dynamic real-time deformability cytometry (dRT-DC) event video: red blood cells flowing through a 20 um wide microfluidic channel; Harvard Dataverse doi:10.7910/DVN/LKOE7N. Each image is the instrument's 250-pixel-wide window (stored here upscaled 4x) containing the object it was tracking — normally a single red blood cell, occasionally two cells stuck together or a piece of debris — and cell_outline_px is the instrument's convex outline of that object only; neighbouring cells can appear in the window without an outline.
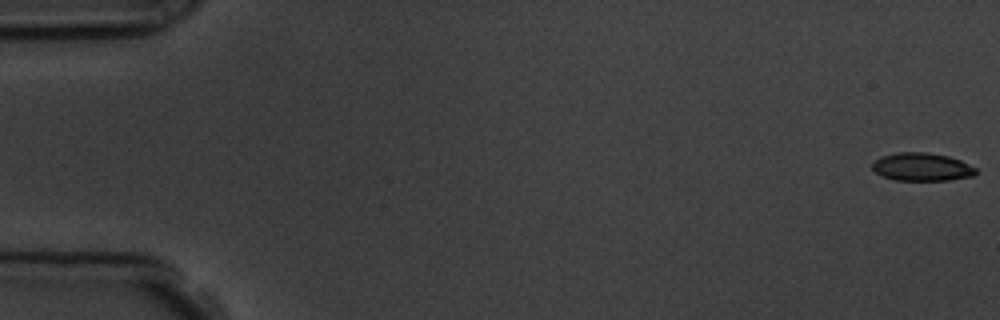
{"species": "common noctule bat (a hibernating species)", "species_latin": "Nyctalus noctula", "temperature_condition": "room temperature", "stored_images_in_passage": 8, "camera_frame_rate_fps": 3000, "um_per_image_px": 0.085, "animal": {"sex": "male", "body_mass_g": 19.5, "forearm_length_mm": 54.6}, "frame": {"image": 1, "passage_image": 1, "time_ms": 0.0, "image_size_px": [1000, 320], "cell_outline_px": [[976, 176], [948, 180], [896, 180], [884, 176], [876, 172], [872, 168], [872, 164], [880, 156], [896, 152], [928, 152], [948, 156], [960, 160], [976, 168]], "centroid_in_image_um": [78.37, 14.18], "position_along_channel_um": 6.6, "area_um2": 16.94}}
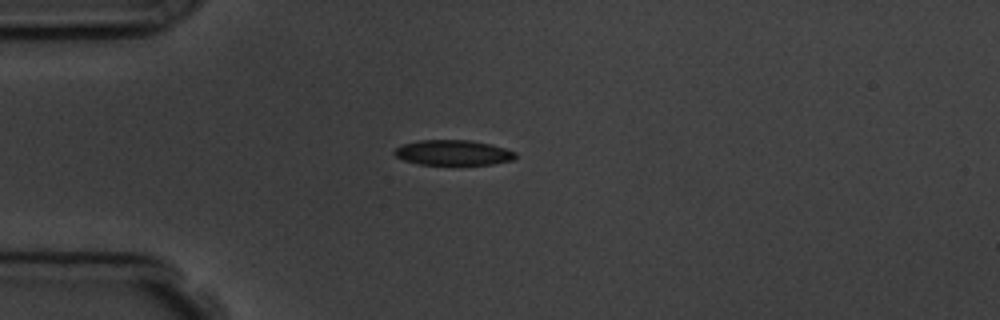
{"frame": {"image": 2, "passage_image": 5, "time_ms": 4.667, "image_size_px": [1000, 320], "cell_outline_px": [[516, 156], [512, 160], [492, 164], [420, 164], [404, 160], [396, 156], [392, 152], [396, 148], [404, 144], [420, 140], [468, 140], [492, 144], [516, 152]], "centroid_in_image_um": [38.52, 12.97], "position_along_channel_um": 46.5, "area_um2": 17.57}}
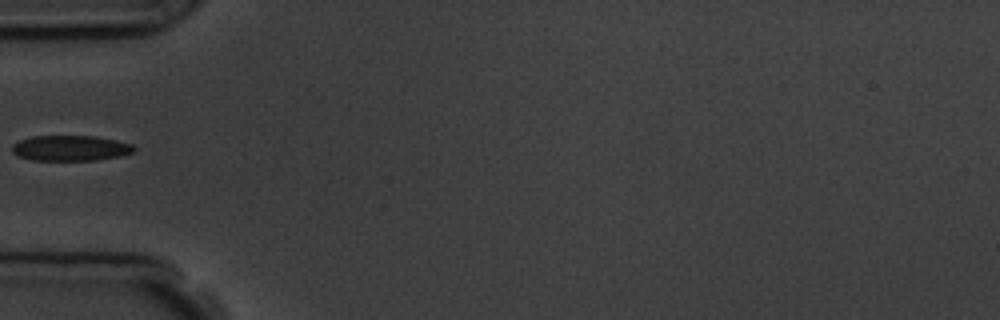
{"frame": {"image": 3, "passage_image": 6, "time_ms": 6.0, "image_size_px": [1000, 320], "cell_outline_px": [[136, 148], [132, 152], [120, 156], [96, 160], [32, 160], [16, 156], [12, 152], [12, 144], [20, 140], [32, 136], [96, 136], [116, 140], [132, 144]], "centroid_in_image_um": [5.97, 12.59], "position_along_channel_um": 79.0, "area_um2": 18.15}}